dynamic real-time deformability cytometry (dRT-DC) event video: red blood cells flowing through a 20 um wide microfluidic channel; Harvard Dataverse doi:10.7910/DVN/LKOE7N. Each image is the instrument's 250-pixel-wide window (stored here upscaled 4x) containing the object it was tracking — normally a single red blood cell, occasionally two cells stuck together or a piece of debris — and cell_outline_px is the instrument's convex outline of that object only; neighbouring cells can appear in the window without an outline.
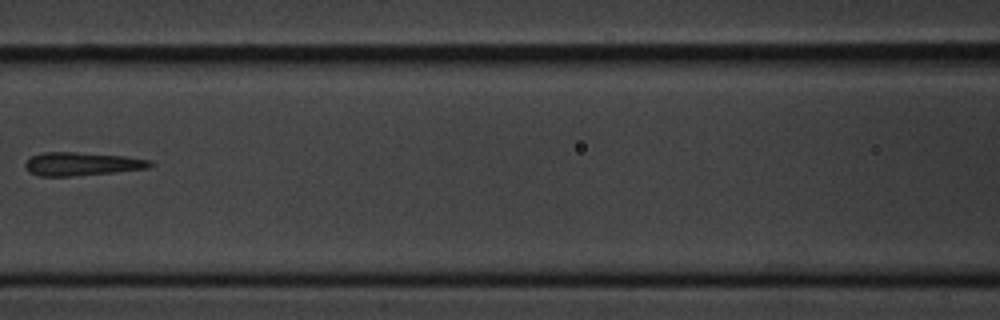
{"species": "common noctule bat (a hibernating species)", "species_latin": "Nyctalus noctula", "temperature_condition": "cold", "stored_images_in_passage": 15, "camera_frame_rate_fps": 3000, "um_per_image_px": 0.085, "animal": {"sex": "male", "body_mass_g": 20.1, "forearm_length_mm": 53.5}, "frame": {"image": 1, "passage_image": 7, "time_ms": 7.667, "image_size_px": [1000, 320], "cell_outline_px": [[156, 164], [148, 168], [116, 172], [72, 176], [40, 176], [28, 172], [24, 168], [24, 164], [32, 156], [44, 152], [76, 152], [124, 156], [152, 160]], "centroid_in_image_um": [6.98, 13.94], "position_along_channel_um": 159.6, "area_um2": 17.11}}
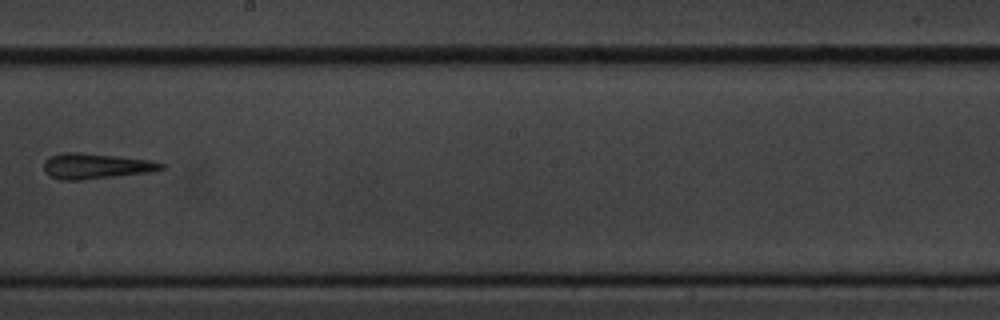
{"frame": {"image": 2, "passage_image": 9, "time_ms": 10.0, "image_size_px": [1000, 320], "cell_outline_px": [[164, 168], [148, 172], [116, 176], [80, 180], [60, 180], [44, 172], [44, 160], [48, 156], [64, 152], [80, 152], [152, 160], [164, 164]], "centroid_in_image_um": [8.1, 14.1], "position_along_channel_um": 240.1, "area_um2": 17.4}, "authors_computed_cell_mechanics": {"area_um2": 28.2642, "velocity_mm_per_s": 3.4445, "shape_relaxation_time_tau1_ms": null, "shape_relaxation_time_tau2_ms": 3.9083, "deformation_change_tau1": null, "deformation_change_tau2": 0.1372}}